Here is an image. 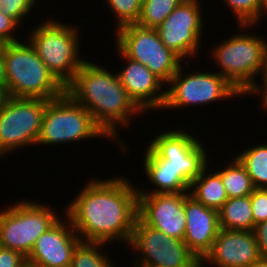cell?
<instances>
[{"instance_id": "6da1fadb", "label": "cell", "mask_w": 267, "mask_h": 267, "mask_svg": "<svg viewBox=\"0 0 267 267\" xmlns=\"http://www.w3.org/2000/svg\"><path fill=\"white\" fill-rule=\"evenodd\" d=\"M86 185L64 212L81 241L128 245L138 217V188L121 176Z\"/></svg>"}, {"instance_id": "7a4b0ae2", "label": "cell", "mask_w": 267, "mask_h": 267, "mask_svg": "<svg viewBox=\"0 0 267 267\" xmlns=\"http://www.w3.org/2000/svg\"><path fill=\"white\" fill-rule=\"evenodd\" d=\"M66 92L91 113L109 139L127 151L125 142L119 139L118 126L129 127L130 118L142 115L143 111L128 96L118 73L86 60L66 87Z\"/></svg>"}, {"instance_id": "3957f363", "label": "cell", "mask_w": 267, "mask_h": 267, "mask_svg": "<svg viewBox=\"0 0 267 267\" xmlns=\"http://www.w3.org/2000/svg\"><path fill=\"white\" fill-rule=\"evenodd\" d=\"M3 57L9 97L51 100L66 92L28 40L4 43Z\"/></svg>"}, {"instance_id": "277c9868", "label": "cell", "mask_w": 267, "mask_h": 267, "mask_svg": "<svg viewBox=\"0 0 267 267\" xmlns=\"http://www.w3.org/2000/svg\"><path fill=\"white\" fill-rule=\"evenodd\" d=\"M75 26L52 18L34 27L27 37L47 69L65 88L86 61L79 58V30Z\"/></svg>"}, {"instance_id": "5b68a950", "label": "cell", "mask_w": 267, "mask_h": 267, "mask_svg": "<svg viewBox=\"0 0 267 267\" xmlns=\"http://www.w3.org/2000/svg\"><path fill=\"white\" fill-rule=\"evenodd\" d=\"M254 34L241 33L222 40L211 49L214 63L225 77L242 95L248 92L260 77L262 65L267 53V41Z\"/></svg>"}, {"instance_id": "8992f818", "label": "cell", "mask_w": 267, "mask_h": 267, "mask_svg": "<svg viewBox=\"0 0 267 267\" xmlns=\"http://www.w3.org/2000/svg\"><path fill=\"white\" fill-rule=\"evenodd\" d=\"M93 137L109 138L95 123L91 113L67 92L48 101L36 145L54 146Z\"/></svg>"}, {"instance_id": "52a82bcc", "label": "cell", "mask_w": 267, "mask_h": 267, "mask_svg": "<svg viewBox=\"0 0 267 267\" xmlns=\"http://www.w3.org/2000/svg\"><path fill=\"white\" fill-rule=\"evenodd\" d=\"M50 208L24 200L0 211V245L27 258L35 241L60 218Z\"/></svg>"}, {"instance_id": "ba28073f", "label": "cell", "mask_w": 267, "mask_h": 267, "mask_svg": "<svg viewBox=\"0 0 267 267\" xmlns=\"http://www.w3.org/2000/svg\"><path fill=\"white\" fill-rule=\"evenodd\" d=\"M116 31V47L128 58L142 63L167 84L183 63L172 50L166 48L155 28L137 23Z\"/></svg>"}, {"instance_id": "9c48e42d", "label": "cell", "mask_w": 267, "mask_h": 267, "mask_svg": "<svg viewBox=\"0 0 267 267\" xmlns=\"http://www.w3.org/2000/svg\"><path fill=\"white\" fill-rule=\"evenodd\" d=\"M128 246L138 254L135 256V264L133 263L136 267L200 266L199 259L188 249L183 240L167 236L165 233L145 224L139 217L135 221Z\"/></svg>"}, {"instance_id": "30bf717a", "label": "cell", "mask_w": 267, "mask_h": 267, "mask_svg": "<svg viewBox=\"0 0 267 267\" xmlns=\"http://www.w3.org/2000/svg\"><path fill=\"white\" fill-rule=\"evenodd\" d=\"M48 101L40 98H8L0 110V158L16 149L37 144Z\"/></svg>"}, {"instance_id": "8fae6325", "label": "cell", "mask_w": 267, "mask_h": 267, "mask_svg": "<svg viewBox=\"0 0 267 267\" xmlns=\"http://www.w3.org/2000/svg\"><path fill=\"white\" fill-rule=\"evenodd\" d=\"M182 65L167 85L163 110L180 107L209 105L217 100L240 97L242 94L225 77L215 72H196L184 74ZM185 76V77H184Z\"/></svg>"}, {"instance_id": "7c38bea8", "label": "cell", "mask_w": 267, "mask_h": 267, "mask_svg": "<svg viewBox=\"0 0 267 267\" xmlns=\"http://www.w3.org/2000/svg\"><path fill=\"white\" fill-rule=\"evenodd\" d=\"M184 131L185 129L169 128V131L167 129L164 133L156 135L147 148L159 160L169 162V167L178 171L191 184L210 160L203 142L188 131Z\"/></svg>"}, {"instance_id": "4fadbf2b", "label": "cell", "mask_w": 267, "mask_h": 267, "mask_svg": "<svg viewBox=\"0 0 267 267\" xmlns=\"http://www.w3.org/2000/svg\"><path fill=\"white\" fill-rule=\"evenodd\" d=\"M199 0H182L181 3L155 29L164 46L183 61L194 58L199 52L204 29ZM200 42V43H199Z\"/></svg>"}, {"instance_id": "5bb4252c", "label": "cell", "mask_w": 267, "mask_h": 267, "mask_svg": "<svg viewBox=\"0 0 267 267\" xmlns=\"http://www.w3.org/2000/svg\"><path fill=\"white\" fill-rule=\"evenodd\" d=\"M189 192L138 193V217L169 237L184 240L185 197Z\"/></svg>"}, {"instance_id": "9a60e30c", "label": "cell", "mask_w": 267, "mask_h": 267, "mask_svg": "<svg viewBox=\"0 0 267 267\" xmlns=\"http://www.w3.org/2000/svg\"><path fill=\"white\" fill-rule=\"evenodd\" d=\"M65 218L60 217L35 241L26 258L28 267L70 266L73 251L81 239L66 215Z\"/></svg>"}, {"instance_id": "2e32d148", "label": "cell", "mask_w": 267, "mask_h": 267, "mask_svg": "<svg viewBox=\"0 0 267 267\" xmlns=\"http://www.w3.org/2000/svg\"><path fill=\"white\" fill-rule=\"evenodd\" d=\"M261 260L259 246L253 231L221 228L211 250L200 261L214 267H252Z\"/></svg>"}, {"instance_id": "e0dca14e", "label": "cell", "mask_w": 267, "mask_h": 267, "mask_svg": "<svg viewBox=\"0 0 267 267\" xmlns=\"http://www.w3.org/2000/svg\"><path fill=\"white\" fill-rule=\"evenodd\" d=\"M116 51L127 65L117 73L128 96L145 113L162 109L166 95L162 88L166 84L142 63L128 58L118 48Z\"/></svg>"}, {"instance_id": "ac0fdd59", "label": "cell", "mask_w": 267, "mask_h": 267, "mask_svg": "<svg viewBox=\"0 0 267 267\" xmlns=\"http://www.w3.org/2000/svg\"><path fill=\"white\" fill-rule=\"evenodd\" d=\"M186 229L184 242L201 261L211 250L220 231L218 211L207 208L188 194L185 197Z\"/></svg>"}, {"instance_id": "d6986e66", "label": "cell", "mask_w": 267, "mask_h": 267, "mask_svg": "<svg viewBox=\"0 0 267 267\" xmlns=\"http://www.w3.org/2000/svg\"><path fill=\"white\" fill-rule=\"evenodd\" d=\"M142 160L144 171L151 184L156 189L147 191L141 187L138 193H179L189 192L190 184L173 168L169 167V162L159 160L148 148Z\"/></svg>"}, {"instance_id": "ffe728a7", "label": "cell", "mask_w": 267, "mask_h": 267, "mask_svg": "<svg viewBox=\"0 0 267 267\" xmlns=\"http://www.w3.org/2000/svg\"><path fill=\"white\" fill-rule=\"evenodd\" d=\"M208 164L190 184L189 194L198 202L217 211L228 200L220 175L215 171L208 172ZM208 172V173H207ZM207 175V176H206Z\"/></svg>"}, {"instance_id": "44dd1931", "label": "cell", "mask_w": 267, "mask_h": 267, "mask_svg": "<svg viewBox=\"0 0 267 267\" xmlns=\"http://www.w3.org/2000/svg\"><path fill=\"white\" fill-rule=\"evenodd\" d=\"M220 228L227 230L254 231L251 194L228 198L218 211Z\"/></svg>"}, {"instance_id": "7402d4cb", "label": "cell", "mask_w": 267, "mask_h": 267, "mask_svg": "<svg viewBox=\"0 0 267 267\" xmlns=\"http://www.w3.org/2000/svg\"><path fill=\"white\" fill-rule=\"evenodd\" d=\"M228 167L216 171L223 182L228 198H238L250 195L255 187L246 168L235 157Z\"/></svg>"}, {"instance_id": "603a6c76", "label": "cell", "mask_w": 267, "mask_h": 267, "mask_svg": "<svg viewBox=\"0 0 267 267\" xmlns=\"http://www.w3.org/2000/svg\"><path fill=\"white\" fill-rule=\"evenodd\" d=\"M246 168L255 188H267V143L248 148L235 155Z\"/></svg>"}, {"instance_id": "cb8c5ba5", "label": "cell", "mask_w": 267, "mask_h": 267, "mask_svg": "<svg viewBox=\"0 0 267 267\" xmlns=\"http://www.w3.org/2000/svg\"><path fill=\"white\" fill-rule=\"evenodd\" d=\"M103 246L101 242L80 241L73 251L69 267H115L108 253L102 250Z\"/></svg>"}, {"instance_id": "d4e9b609", "label": "cell", "mask_w": 267, "mask_h": 267, "mask_svg": "<svg viewBox=\"0 0 267 267\" xmlns=\"http://www.w3.org/2000/svg\"><path fill=\"white\" fill-rule=\"evenodd\" d=\"M182 0H143L137 24L156 28L181 3Z\"/></svg>"}, {"instance_id": "484cf974", "label": "cell", "mask_w": 267, "mask_h": 267, "mask_svg": "<svg viewBox=\"0 0 267 267\" xmlns=\"http://www.w3.org/2000/svg\"><path fill=\"white\" fill-rule=\"evenodd\" d=\"M232 10V14L236 17L237 26L242 29H248L254 25H259L257 22L263 17L264 6L261 0H224ZM248 27V28H247Z\"/></svg>"}, {"instance_id": "4316f807", "label": "cell", "mask_w": 267, "mask_h": 267, "mask_svg": "<svg viewBox=\"0 0 267 267\" xmlns=\"http://www.w3.org/2000/svg\"><path fill=\"white\" fill-rule=\"evenodd\" d=\"M112 13L116 16V28L119 29L129 24L138 22L143 0H106Z\"/></svg>"}, {"instance_id": "83f0119b", "label": "cell", "mask_w": 267, "mask_h": 267, "mask_svg": "<svg viewBox=\"0 0 267 267\" xmlns=\"http://www.w3.org/2000/svg\"><path fill=\"white\" fill-rule=\"evenodd\" d=\"M37 0H0V11L12 18L19 26L32 8L37 6ZM35 5V6H34Z\"/></svg>"}, {"instance_id": "f1b7e54d", "label": "cell", "mask_w": 267, "mask_h": 267, "mask_svg": "<svg viewBox=\"0 0 267 267\" xmlns=\"http://www.w3.org/2000/svg\"><path fill=\"white\" fill-rule=\"evenodd\" d=\"M252 214L255 225L267 220V188H255L251 193Z\"/></svg>"}, {"instance_id": "f546056e", "label": "cell", "mask_w": 267, "mask_h": 267, "mask_svg": "<svg viewBox=\"0 0 267 267\" xmlns=\"http://www.w3.org/2000/svg\"><path fill=\"white\" fill-rule=\"evenodd\" d=\"M0 267H27L26 257L0 245Z\"/></svg>"}, {"instance_id": "4dcf8cb0", "label": "cell", "mask_w": 267, "mask_h": 267, "mask_svg": "<svg viewBox=\"0 0 267 267\" xmlns=\"http://www.w3.org/2000/svg\"><path fill=\"white\" fill-rule=\"evenodd\" d=\"M18 26L12 18L0 11V41L3 44L19 41V38H15L13 35Z\"/></svg>"}, {"instance_id": "1f68e13d", "label": "cell", "mask_w": 267, "mask_h": 267, "mask_svg": "<svg viewBox=\"0 0 267 267\" xmlns=\"http://www.w3.org/2000/svg\"><path fill=\"white\" fill-rule=\"evenodd\" d=\"M260 75H262V82H263V85L256 83L251 89L248 90V92L245 94V95H252V96H255L253 94H257V95H260L261 96V93H262V96H261V103H262V107L265 108V110L267 109V53H266V56H265V59H264V62H263V65H262V70H261V73ZM263 88V89H262ZM267 111V110H266Z\"/></svg>"}, {"instance_id": "d6a6232c", "label": "cell", "mask_w": 267, "mask_h": 267, "mask_svg": "<svg viewBox=\"0 0 267 267\" xmlns=\"http://www.w3.org/2000/svg\"><path fill=\"white\" fill-rule=\"evenodd\" d=\"M253 232L258 242L261 259L267 260V220L255 225Z\"/></svg>"}, {"instance_id": "836d02e7", "label": "cell", "mask_w": 267, "mask_h": 267, "mask_svg": "<svg viewBox=\"0 0 267 267\" xmlns=\"http://www.w3.org/2000/svg\"><path fill=\"white\" fill-rule=\"evenodd\" d=\"M0 86L6 87V70L5 61L3 57V45L0 50Z\"/></svg>"}, {"instance_id": "e575fe53", "label": "cell", "mask_w": 267, "mask_h": 267, "mask_svg": "<svg viewBox=\"0 0 267 267\" xmlns=\"http://www.w3.org/2000/svg\"><path fill=\"white\" fill-rule=\"evenodd\" d=\"M9 98L7 87L0 86V110L5 105L6 101Z\"/></svg>"}, {"instance_id": "d590c367", "label": "cell", "mask_w": 267, "mask_h": 267, "mask_svg": "<svg viewBox=\"0 0 267 267\" xmlns=\"http://www.w3.org/2000/svg\"><path fill=\"white\" fill-rule=\"evenodd\" d=\"M252 267H267V260H260Z\"/></svg>"}, {"instance_id": "8d00e7d4", "label": "cell", "mask_w": 267, "mask_h": 267, "mask_svg": "<svg viewBox=\"0 0 267 267\" xmlns=\"http://www.w3.org/2000/svg\"><path fill=\"white\" fill-rule=\"evenodd\" d=\"M261 2H262V5L264 6V11L267 14V0H261Z\"/></svg>"}, {"instance_id": "74e56055", "label": "cell", "mask_w": 267, "mask_h": 267, "mask_svg": "<svg viewBox=\"0 0 267 267\" xmlns=\"http://www.w3.org/2000/svg\"><path fill=\"white\" fill-rule=\"evenodd\" d=\"M2 45H3V43L0 41V50H1V48H2Z\"/></svg>"}]
</instances>
